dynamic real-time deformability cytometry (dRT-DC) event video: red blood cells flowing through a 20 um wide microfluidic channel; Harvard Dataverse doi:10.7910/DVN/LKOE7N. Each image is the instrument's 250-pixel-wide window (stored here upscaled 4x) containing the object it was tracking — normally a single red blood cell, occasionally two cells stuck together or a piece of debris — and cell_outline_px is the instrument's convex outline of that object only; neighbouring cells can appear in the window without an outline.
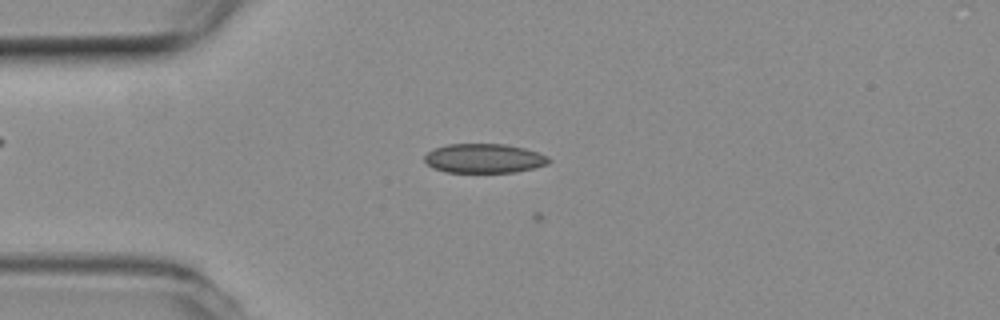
{"species": "common noctule bat (a hibernating species)", "species_latin": "Nyctalus noctula", "temperature_condition": "room temperature", "stored_images_in_passage": 17, "camera_frame_rate_fps": 3000, "um_per_image_px": 0.085, "animal": {"sex": "female", "body_mass_g": 19.3, "forearm_length_mm": 54.1}, "frame": {"image": 1, "passage_image": 15, "time_ms": 4.667, "image_size_px": [1000, 320], "cell_outline_px": [[552, 160], [548, 164], [516, 172], [444, 172], [432, 168], [424, 160], [424, 156], [428, 152], [436, 148], [448, 144], [504, 144], [524, 148], [540, 152], [548, 156]], "centroid_in_image_um": [41.17, 13.46], "position_along_channel_um": 43.8, "area_um2": 21.27}}